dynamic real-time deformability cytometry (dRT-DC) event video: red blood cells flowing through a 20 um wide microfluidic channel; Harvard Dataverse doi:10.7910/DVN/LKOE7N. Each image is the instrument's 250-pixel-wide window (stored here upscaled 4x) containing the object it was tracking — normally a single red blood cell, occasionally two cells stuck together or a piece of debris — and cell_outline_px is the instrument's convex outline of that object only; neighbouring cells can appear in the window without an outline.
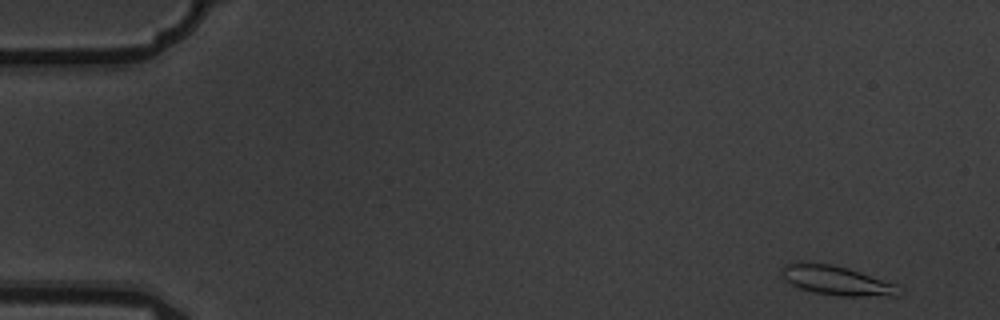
{"species": "common noctule bat (a hibernating species)", "species_latin": "Nyctalus noctula", "temperature_condition": "warm", "stored_images_in_passage": 5, "camera_frame_rate_fps": 3000, "um_per_image_px": 0.085, "animal": {"sex": "male", "body_mass_g": 19.5, "forearm_length_mm": 54.6}, "frame": {"image": 1, "passage_image": 1, "time_ms": 0.0, "image_size_px": [1000, 320], "cell_outline_px": [[896, 296], [836, 296], [816, 292], [800, 288], [784, 280], [784, 264], [800, 260], [832, 264], [848, 268], [896, 284]], "centroid_in_image_um": [71.04, 23.81], "position_along_channel_um": 14.0, "area_um2": 19.83}}